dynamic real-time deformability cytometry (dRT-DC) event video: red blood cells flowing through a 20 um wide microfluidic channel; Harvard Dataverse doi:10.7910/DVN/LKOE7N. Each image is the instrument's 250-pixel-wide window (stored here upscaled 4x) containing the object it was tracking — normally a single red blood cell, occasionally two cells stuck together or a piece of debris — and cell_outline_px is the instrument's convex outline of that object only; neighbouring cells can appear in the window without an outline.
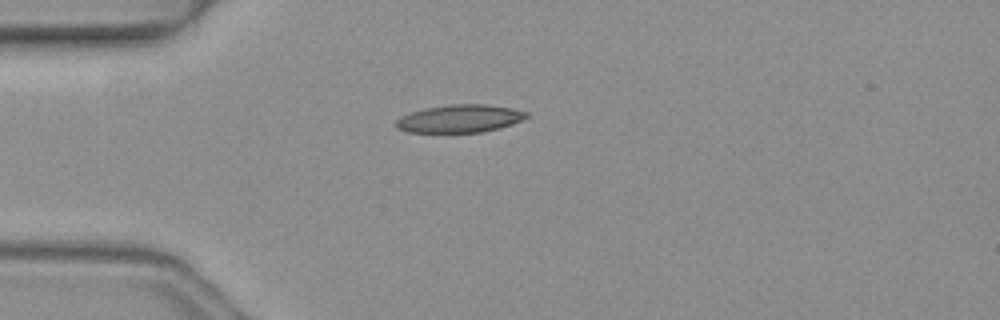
{"species": "common noctule bat (a hibernating species)", "species_latin": "Nyctalus noctula", "temperature_condition": "warm", "stored_images_in_passage": 2, "camera_frame_rate_fps": 3000, "um_per_image_px": 0.085, "animal": {"sex": "female", "body_mass_g": 19.3, "forearm_length_mm": 54.1}, "frame": {"image": 1, "passage_image": 1, "time_ms": 0.0, "image_size_px": [1000, 320], "cell_outline_px": [[528, 116], [512, 124], [500, 128], [480, 132], [408, 132], [396, 128], [396, 120], [400, 116], [424, 108], [452, 104], [488, 104], [512, 108], [528, 112]], "centroid_in_image_um": [39.07, 10.07], "position_along_channel_um": 45.9, "area_um2": 21.1}}